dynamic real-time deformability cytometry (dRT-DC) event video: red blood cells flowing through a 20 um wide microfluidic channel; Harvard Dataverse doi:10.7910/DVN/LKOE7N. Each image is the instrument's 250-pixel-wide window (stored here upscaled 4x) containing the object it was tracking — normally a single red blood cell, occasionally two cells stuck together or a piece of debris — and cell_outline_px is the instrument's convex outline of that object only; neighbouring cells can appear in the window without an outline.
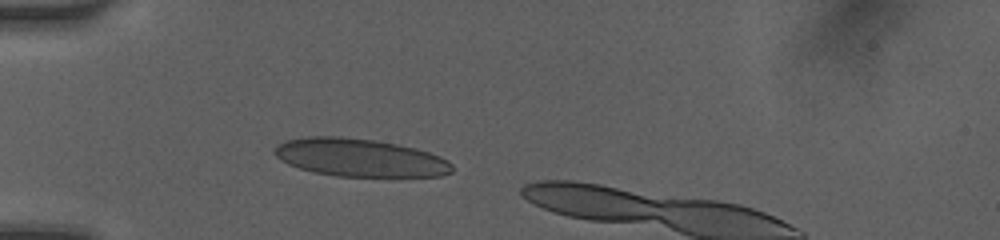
{"species": "human", "species_latin": "Homo sapiens", "temperature_condition": "room temperature", "stored_images_in_passage": 1, "camera_frame_rate_fps": 3000, "um_per_image_px": 0.085, "donor": {"sex": "female"}, "frame": {"image": 1, "passage_image": 1, "time_ms": 0.0, "image_size_px": [1000, 240], "cell_outline_px": [[452, 172], [440, 176], [336, 176], [312, 172], [288, 164], [280, 160], [272, 152], [272, 148], [276, 144], [284, 140], [308, 136], [340, 136], [372, 140], [396, 144], [416, 148], [440, 156], [448, 160], [452, 164]], "centroid_in_image_um": [30.52, 13.39], "position_along_channel_um": 54.5, "area_um2": 39.42}}